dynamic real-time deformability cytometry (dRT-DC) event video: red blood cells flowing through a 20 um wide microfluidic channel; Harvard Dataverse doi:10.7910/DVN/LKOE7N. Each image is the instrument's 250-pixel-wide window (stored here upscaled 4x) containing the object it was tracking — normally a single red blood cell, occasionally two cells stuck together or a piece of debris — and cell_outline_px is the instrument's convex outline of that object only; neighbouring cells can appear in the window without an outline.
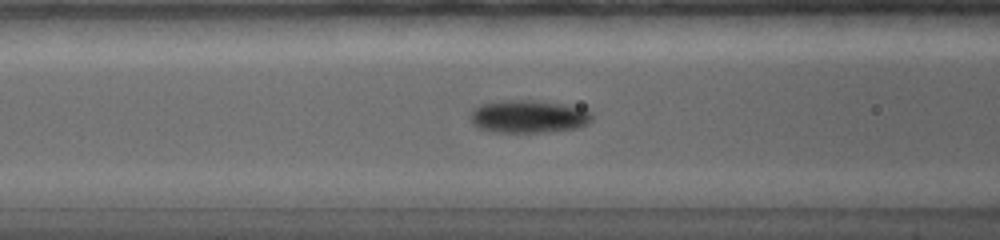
{"species": "common noctule bat (a hibernating species)", "species_latin": "Nyctalus noctula", "temperature_condition": "warm", "stored_images_in_passage": 81, "camera_frame_rate_fps": 5000, "um_per_image_px": 0.085, "animal": {"sex": "female", "body_mass_g": 19.0, "forearm_length_mm": 56.7}, "frame": {"image": 1, "passage_image": 15, "time_ms": 4.8, "image_size_px": [1000, 240], "cell_outline_px": [[592, 120], [588, 124], [580, 128], [548, 132], [488, 132], [476, 128], [472, 124], [472, 112], [480, 104], [504, 100], [528, 100], [564, 104], [580, 108], [592, 112]], "centroid_in_image_um": [44.94, 9.92], "position_along_channel_um": 121.7, "area_um2": 23.41}}
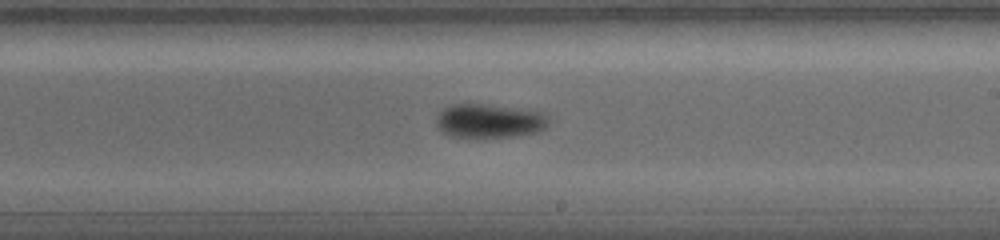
{"frame": {"image": 2, "passage_image": 28, "time_ms": 8.2, "image_size_px": [1000, 240], "cell_outline_px": [[548, 124], [544, 128], [536, 132], [520, 136], [480, 140], [452, 136], [440, 132], [436, 120], [440, 112], [444, 108], [452, 104], [480, 104], [540, 112], [548, 120]], "centroid_in_image_um": [41.53, 10.34], "position_along_channel_um": 247.5, "area_um2": 22.48}}
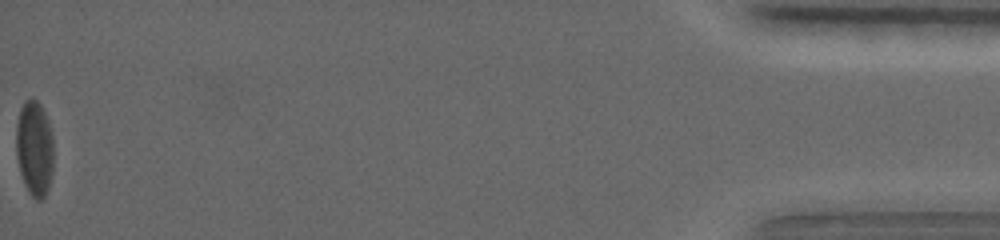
{"frame": {"image": 3, "passage_image": 81, "time_ms": 17.2, "image_size_px": [1000, 240], "cell_outline_px": [[52, 168], [48, 188], [44, 196], [40, 200], [36, 200], [28, 192], [24, 184], [20, 172], [16, 144], [16, 136], [20, 112], [24, 104], [28, 100], [32, 100], [40, 108], [44, 116], [48, 128], [52, 144]], "centroid_in_image_um": [2.91, 12.75], "position_along_channel_um": 432.3, "area_um2": 19.42}}